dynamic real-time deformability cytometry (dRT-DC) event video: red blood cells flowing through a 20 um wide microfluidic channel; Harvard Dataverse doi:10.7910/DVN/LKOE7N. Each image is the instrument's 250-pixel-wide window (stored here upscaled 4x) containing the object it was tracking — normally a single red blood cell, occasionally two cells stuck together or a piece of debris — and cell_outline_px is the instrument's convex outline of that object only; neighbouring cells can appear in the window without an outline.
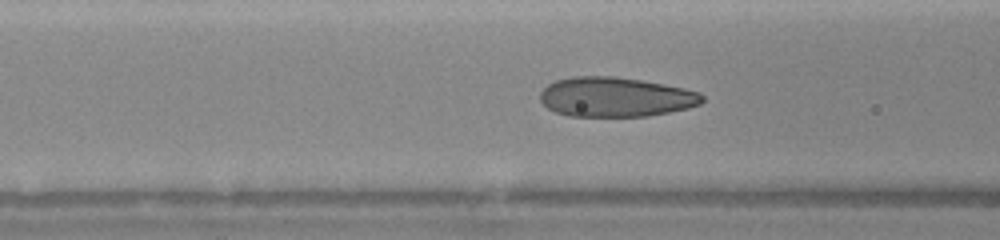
{"species": "human", "species_latin": "Homo sapiens", "temperature_condition": "warm", "stored_images_in_passage": 12, "camera_frame_rate_fps": 3000, "um_per_image_px": 0.085, "donor": {"sex": "female"}, "frame": {"image": 1, "passage_image": 10, "time_ms": 5.333, "image_size_px": [1000, 240], "cell_outline_px": [[704, 100], [700, 104], [688, 108], [648, 116], [568, 116], [556, 112], [548, 108], [540, 100], [540, 92], [548, 84], [556, 80], [572, 76], [616, 76], [664, 84], [684, 88], [700, 92], [704, 96]], "centroid_in_image_um": [52.32, 8.24], "position_along_channel_um": 114.3, "area_um2": 37.51}}
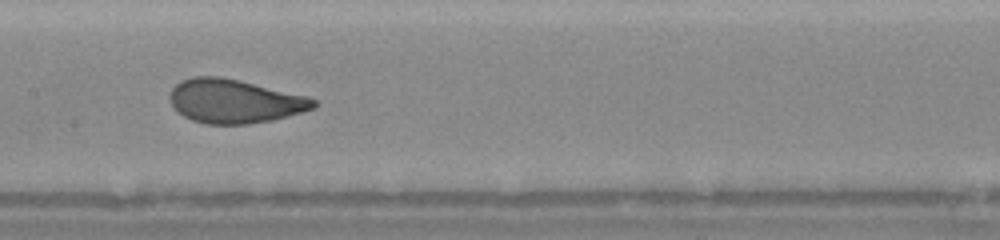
{"frame": {"image": 2, "passage_image": 12, "time_ms": 7.0, "image_size_px": [1000, 240], "cell_outline_px": [[316, 108], [272, 120], [248, 124], [204, 124], [192, 120], [184, 116], [172, 104], [168, 96], [172, 88], [180, 80], [192, 76], [220, 76], [240, 80], [308, 96], [316, 100]], "centroid_in_image_um": [19.93, 8.59], "position_along_channel_um": 187.5, "area_um2": 36.82}}